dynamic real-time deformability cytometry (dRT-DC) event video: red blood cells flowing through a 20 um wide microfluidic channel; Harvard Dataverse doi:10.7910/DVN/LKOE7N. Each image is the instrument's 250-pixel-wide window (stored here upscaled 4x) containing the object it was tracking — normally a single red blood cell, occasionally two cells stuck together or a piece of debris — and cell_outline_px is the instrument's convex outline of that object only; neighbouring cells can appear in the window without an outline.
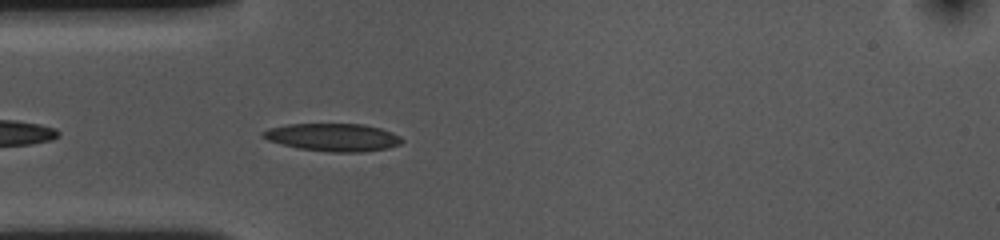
{"species": "common noctule bat (a hibernating species)", "species_latin": "Nyctalus noctula", "temperature_condition": "cold", "stored_images_in_passage": 15, "camera_frame_rate_fps": 3000, "um_per_image_px": 0.085, "animal": {"sex": "female", "body_mass_g": 10.0, "forearm_length_mm": 53.1}, "frame": {"image": 1, "passage_image": 3, "time_ms": 0.667, "image_size_px": [1000, 240], "cell_outline_px": [[404, 140], [400, 144], [388, 148], [360, 152], [332, 152], [300, 148], [268, 140], [260, 136], [260, 132], [268, 128], [288, 124], [364, 124], [380, 128], [392, 132], [400, 136]], "centroid_in_image_um": [28.31, 11.66], "position_along_channel_um": 56.7, "area_um2": 22.43}}
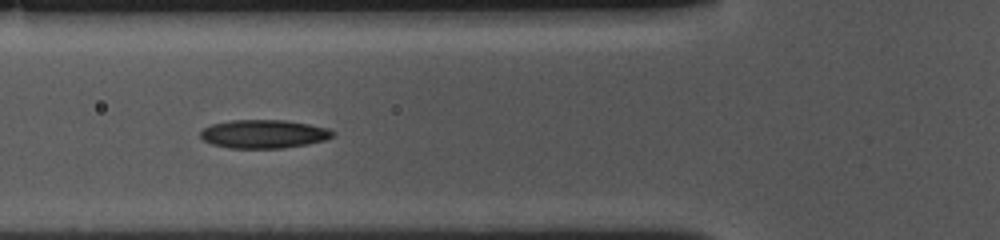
{"frame": {"image": 2, "passage_image": 7, "time_ms": 2.0, "image_size_px": [1000, 240], "cell_outline_px": [[336, 132], [332, 136], [324, 140], [308, 144], [284, 148], [228, 148], [212, 144], [204, 140], [200, 136], [200, 132], [204, 128], [212, 124], [232, 120], [284, 120], [308, 124], [328, 128]], "centroid_in_image_um": [22.42, 11.39], "position_along_channel_um": 103.4, "area_um2": 21.91}}
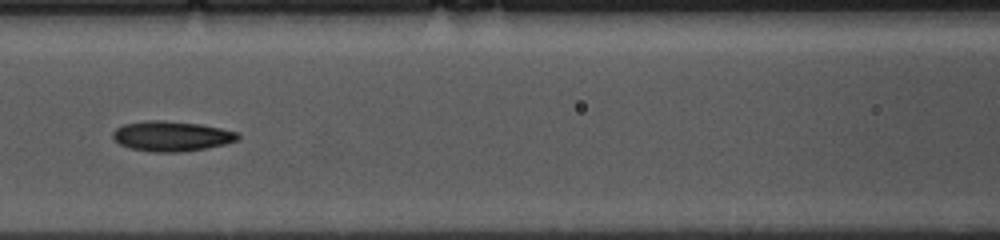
{"frame": {"image": 3, "passage_image": 11, "time_ms": 3.333, "image_size_px": [1000, 240], "cell_outline_px": [[240, 140], [224, 144], [184, 152], [152, 152], [128, 148], [120, 144], [112, 136], [112, 132], [116, 128], [124, 124], [148, 120], [164, 120], [200, 124], [240, 132]], "centroid_in_image_um": [14.6, 11.57], "position_along_channel_um": 152.0, "area_um2": 22.08}}